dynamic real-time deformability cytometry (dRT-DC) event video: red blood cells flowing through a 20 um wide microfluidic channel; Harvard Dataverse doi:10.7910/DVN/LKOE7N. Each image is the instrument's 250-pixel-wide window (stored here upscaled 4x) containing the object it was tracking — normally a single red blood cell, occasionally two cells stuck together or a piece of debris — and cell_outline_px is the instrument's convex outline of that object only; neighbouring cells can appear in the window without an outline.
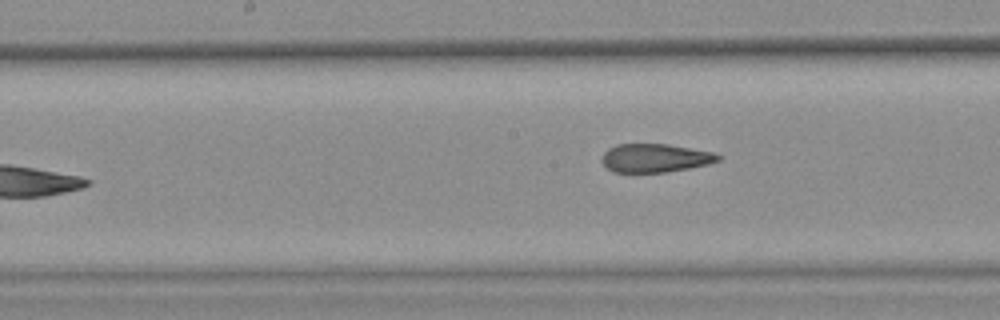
{"species": "common noctule bat (a hibernating species)", "species_latin": "Nyctalus noctula", "temperature_condition": "warm", "stored_images_in_passage": 7, "camera_frame_rate_fps": 3000, "um_per_image_px": 0.085, "animal": {"sex": "female", "body_mass_g": 25.1}, "frame": {"image": 1, "passage_image": 7, "time_ms": 2.0, "image_size_px": [1000, 320], "cell_outline_px": [[720, 160], [708, 164], [668, 172], [612, 172], [600, 160], [604, 152], [608, 148], [616, 144], [668, 144], [716, 152], [720, 156]], "centroid_in_image_um": [55.68, 13.42], "position_along_channel_um": 192.5, "area_um2": 19.42}}